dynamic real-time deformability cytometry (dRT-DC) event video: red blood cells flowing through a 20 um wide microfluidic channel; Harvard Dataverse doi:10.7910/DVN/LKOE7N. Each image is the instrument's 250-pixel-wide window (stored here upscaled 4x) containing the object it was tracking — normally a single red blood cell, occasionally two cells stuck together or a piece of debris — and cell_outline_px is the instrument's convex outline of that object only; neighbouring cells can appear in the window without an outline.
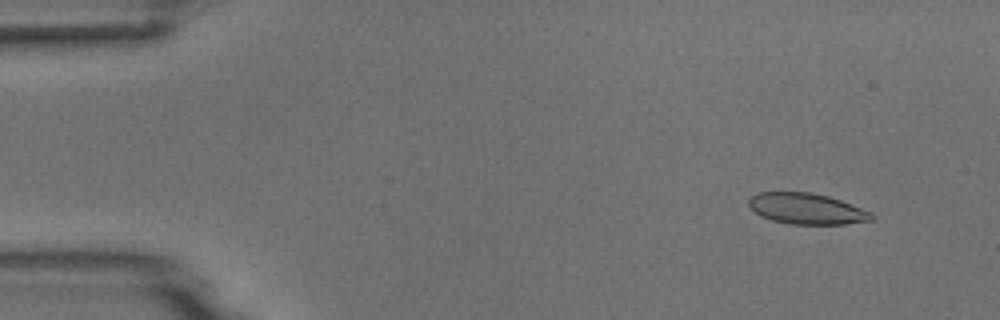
{"species": "common noctule bat (a hibernating species)", "species_latin": "Nyctalus noctula", "temperature_condition": "room temperature", "stored_images_in_passage": 4, "camera_frame_rate_fps": 3000, "um_per_image_px": 0.085, "animal": {"sex": "male", "body_mass_g": 18.8}, "frame": {"image": 1, "passage_image": 1, "time_ms": 0.0, "image_size_px": [1000, 320], "cell_outline_px": [[876, 216], [872, 220], [844, 224], [788, 224], [772, 220], [760, 216], [748, 204], [748, 200], [756, 192], [808, 192], [828, 196], [840, 200], [872, 212]], "centroid_in_image_um": [68.57, 17.74], "position_along_channel_um": 16.4, "area_um2": 22.14}}
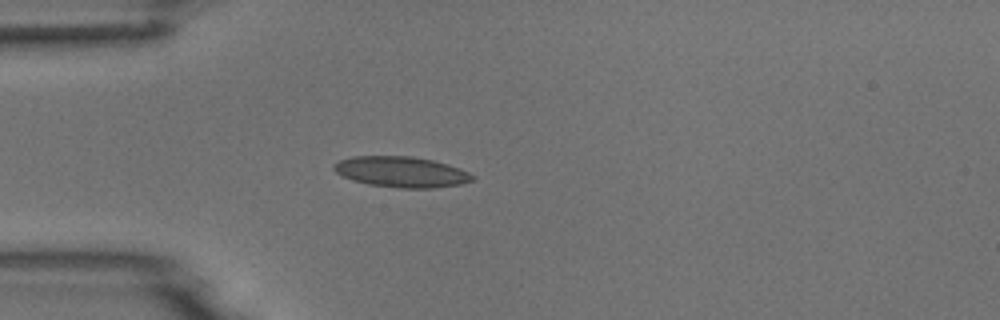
{"frame": {"image": 2, "passage_image": 4, "time_ms": 3.333, "image_size_px": [1000, 320], "cell_outline_px": [[476, 176], [472, 180], [460, 184], [432, 188], [400, 188], [368, 184], [352, 180], [336, 172], [332, 168], [332, 164], [340, 160], [352, 156], [412, 156], [432, 160], [448, 164], [460, 168]], "centroid_in_image_um": [34.1, 14.6], "position_along_channel_um": 50.9, "area_um2": 24.8}}